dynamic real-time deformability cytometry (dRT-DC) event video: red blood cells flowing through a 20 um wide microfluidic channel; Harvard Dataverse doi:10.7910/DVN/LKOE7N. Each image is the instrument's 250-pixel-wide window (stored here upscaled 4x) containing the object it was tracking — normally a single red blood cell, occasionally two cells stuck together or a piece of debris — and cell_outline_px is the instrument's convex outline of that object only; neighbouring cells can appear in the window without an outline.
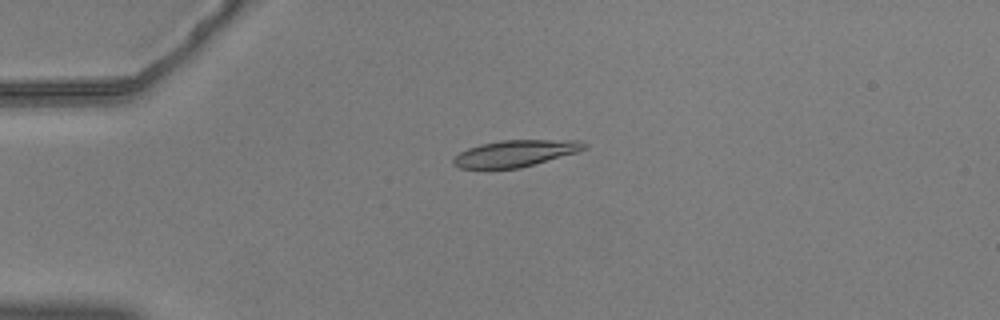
{"species": "common noctule bat (a hibernating species)", "species_latin": "Nyctalus noctula", "temperature_condition": "warm", "stored_images_in_passage": 43, "camera_frame_rate_fps": 3000, "um_per_image_px": 0.085, "animal": {"sex": "male", "body_mass_g": 20.5, "forearm_length_mm": 52.5}, "frame": {"image": 1, "passage_image": 1, "time_ms": 0.0, "image_size_px": [1000, 320], "cell_outline_px": [[588, 144], [584, 148], [576, 152], [520, 168], [460, 168], [452, 164], [452, 160], [460, 152], [468, 148], [480, 144], [500, 140], [580, 140]], "centroid_in_image_um": [43.78, 13.03], "position_along_channel_um": 41.2, "area_um2": 20.06}}
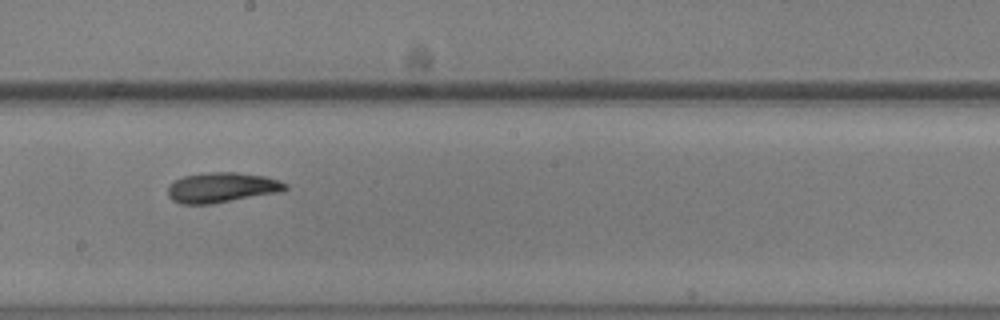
{"frame": {"image": 2, "passage_image": 19, "time_ms": 6.0, "image_size_px": [1000, 320], "cell_outline_px": [[288, 188], [284, 192], [212, 204], [180, 204], [172, 200], [168, 196], [168, 188], [176, 180], [184, 176], [208, 172], [236, 172], [264, 176], [288, 184]], "centroid_in_image_um": [18.89, 15.95], "position_along_channel_um": 229.3, "area_um2": 20.75}}
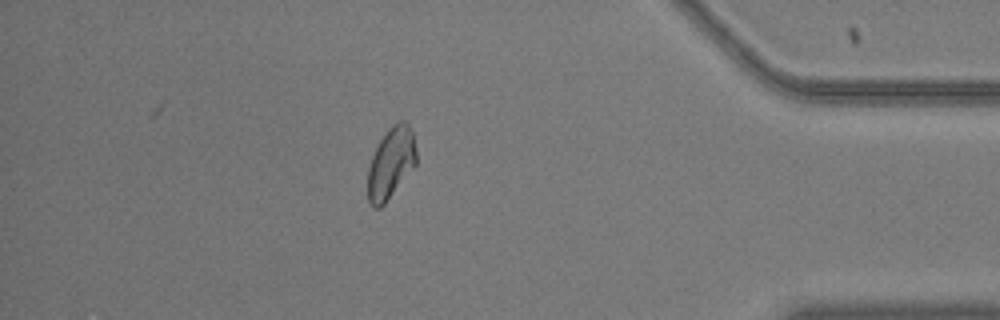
{"frame": {"image": 3, "passage_image": 36, "time_ms": 11.667, "image_size_px": [1000, 320], "cell_outline_px": [[416, 164], [384, 204], [380, 208], [372, 208], [368, 200], [368, 168], [372, 156], [380, 140], [388, 128], [396, 120], [404, 120], [408, 124], [412, 132], [416, 152]], "centroid_in_image_um": [33.22, 13.84], "position_along_channel_um": 402.0, "area_um2": 20.0}, "authors_computed_cell_mechanics": {"area_um2": 20.5768, "velocity_mm_per_s": 3.6678, "shape_relaxation_time_tau1_ms": 4.0856, "shape_relaxation_time_tau2_ms": 4.4711, "deformation_change_tau1": 0.1539, "deformation_change_tau2": 0.115}}